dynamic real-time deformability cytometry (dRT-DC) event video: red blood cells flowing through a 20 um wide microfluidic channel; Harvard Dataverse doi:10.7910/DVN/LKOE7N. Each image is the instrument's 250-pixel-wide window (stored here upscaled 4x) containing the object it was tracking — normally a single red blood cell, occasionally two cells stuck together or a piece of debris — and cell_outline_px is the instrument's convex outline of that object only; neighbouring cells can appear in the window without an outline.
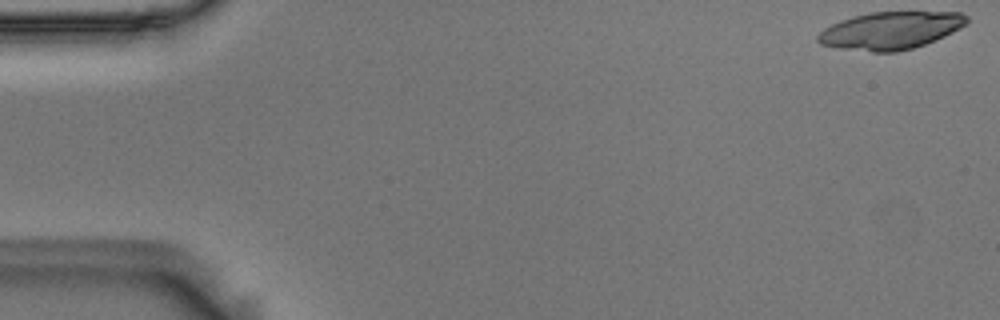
{"species": "Egyptian fruit bat (a non-hibernating species)", "species_latin": "Rousettus aegyptiacus", "temperature_condition": "room temperature", "stored_images_in_passage": 15, "camera_frame_rate_fps": 3000, "um_per_image_px": 0.085, "animal": {"sex": "male"}, "frame": {"image": 1, "passage_image": 1, "time_ms": 0.0, "image_size_px": [1000, 320], "cell_outline_px": [[968, 24], [944, 36], [924, 44], [912, 48], [896, 52], [872, 52], [836, 48], [820, 44], [816, 40], [816, 36], [824, 28], [840, 20], [852, 16], [868, 12], [960, 12], [968, 16]], "centroid_in_image_um": [75.67, 2.59], "position_along_channel_um": 9.3, "area_um2": 32.71}}